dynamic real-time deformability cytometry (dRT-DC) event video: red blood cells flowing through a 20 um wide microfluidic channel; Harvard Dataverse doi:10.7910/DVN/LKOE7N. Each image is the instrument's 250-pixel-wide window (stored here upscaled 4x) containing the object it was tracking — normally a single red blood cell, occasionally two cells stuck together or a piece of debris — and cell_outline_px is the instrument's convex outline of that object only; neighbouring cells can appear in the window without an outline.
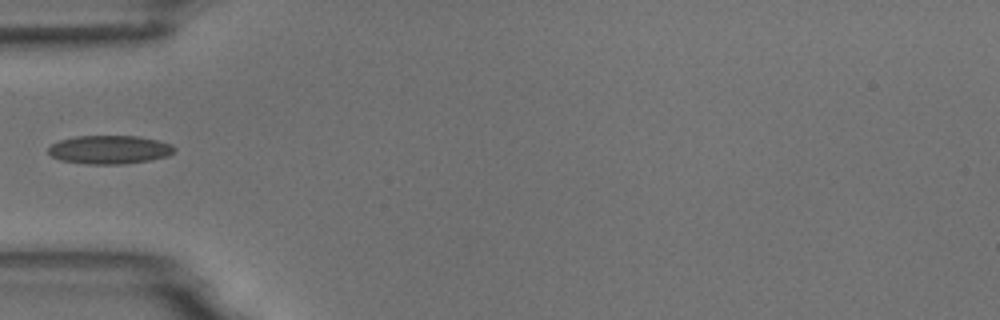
{"species": "common noctule bat (a hibernating species)", "species_latin": "Nyctalus noctula", "temperature_condition": "room temperature", "stored_images_in_passage": 6, "camera_frame_rate_fps": 3000, "um_per_image_px": 0.085, "animal": {"sex": "male", "body_mass_g": 18.8}, "frame": {"image": 1, "passage_image": 5, "time_ms": 5.667, "image_size_px": [1000, 320], "cell_outline_px": [[176, 152], [168, 156], [152, 160], [124, 164], [88, 164], [60, 160], [52, 156], [48, 152], [48, 148], [52, 144], [60, 140], [76, 136], [136, 136], [156, 140], [172, 144], [176, 148]], "centroid_in_image_um": [9.34, 12.72], "position_along_channel_um": 75.7, "area_um2": 21.04}}